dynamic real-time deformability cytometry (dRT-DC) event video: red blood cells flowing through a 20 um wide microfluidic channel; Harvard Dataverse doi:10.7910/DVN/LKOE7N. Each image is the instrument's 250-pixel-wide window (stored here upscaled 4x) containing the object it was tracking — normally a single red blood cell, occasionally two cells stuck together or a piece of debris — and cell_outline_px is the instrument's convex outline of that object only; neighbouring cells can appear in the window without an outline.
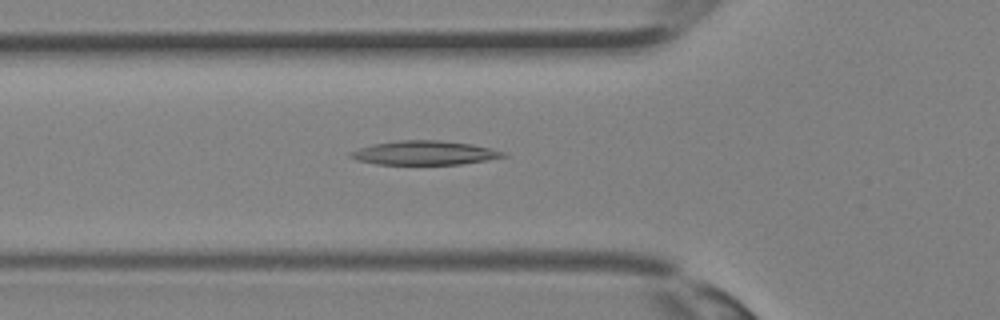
{"species": "Egyptian fruit bat (a non-hibernating species)", "species_latin": "Rousettus aegyptiacus", "temperature_condition": "room temperature", "stored_images_in_passage": 26, "camera_frame_rate_fps": 3000, "um_per_image_px": 0.085, "animal": {"sex": "female"}, "frame": {"image": 1, "passage_image": 4, "time_ms": 1.0, "image_size_px": [1000, 320], "cell_outline_px": [[508, 156], [488, 160], [460, 164], [376, 164], [356, 160], [348, 156], [348, 152], [372, 144], [404, 140], [436, 140], [472, 144], [504, 152]], "centroid_in_image_um": [36.05, 13.0], "position_along_channel_um": 89.8, "area_um2": 21.21}}
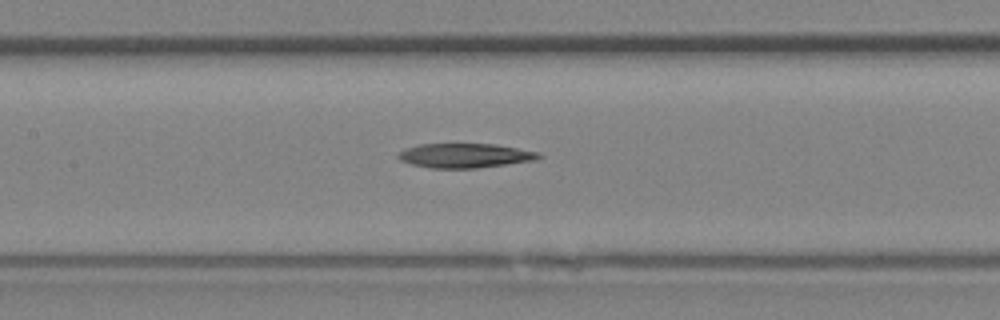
{"frame": {"image": 2, "passage_image": 8, "time_ms": 2.333, "image_size_px": [1000, 320], "cell_outline_px": [[544, 156], [536, 160], [476, 168], [432, 168], [412, 164], [400, 160], [396, 156], [404, 148], [420, 144], [496, 144], [540, 152]], "centroid_in_image_um": [39.54, 13.22], "position_along_channel_um": 167.9, "area_um2": 20.0}}
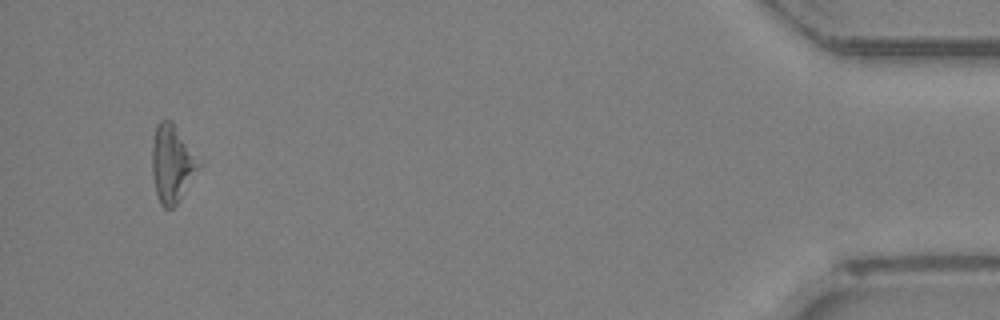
{"frame": {"image": 3, "passage_image": 25, "time_ms": 8.0, "image_size_px": [1000, 320], "cell_outline_px": [[200, 168], [176, 204], [172, 208], [164, 208], [160, 204], [156, 192], [152, 172], [152, 144], [156, 124], [160, 120], [172, 120], [200, 164]], "centroid_in_image_um": [14.59, 13.91], "position_along_channel_um": 420.6, "area_um2": 20.63}}